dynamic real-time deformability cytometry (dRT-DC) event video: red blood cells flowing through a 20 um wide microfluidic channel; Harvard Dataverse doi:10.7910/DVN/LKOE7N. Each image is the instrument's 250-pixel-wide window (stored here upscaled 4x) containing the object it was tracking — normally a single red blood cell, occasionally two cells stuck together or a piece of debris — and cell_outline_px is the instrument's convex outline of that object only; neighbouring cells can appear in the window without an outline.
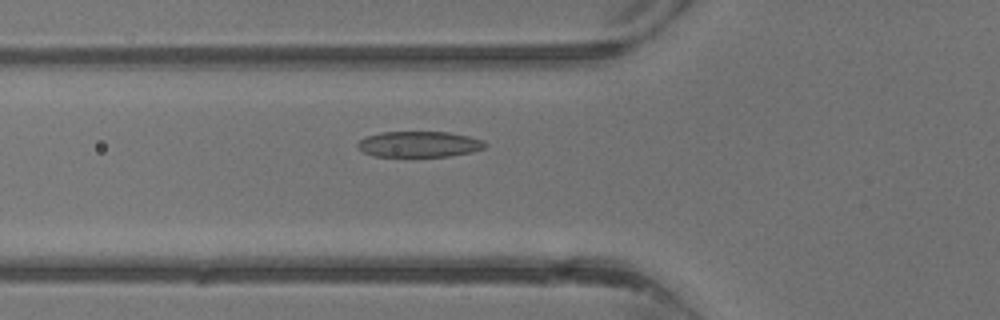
{"species": "common noctule bat (a hibernating species)", "species_latin": "Nyctalus noctula", "temperature_condition": "warm", "stored_images_in_passage": 10, "camera_frame_rate_fps": 3000, "um_per_image_px": 0.085, "animal": {"sex": "male", "body_mass_g": 13.3}, "frame": {"image": 1, "passage_image": 4, "time_ms": 1.0, "image_size_px": [1000, 320], "cell_outline_px": [[488, 144], [484, 148], [472, 152], [452, 156], [376, 156], [364, 152], [356, 148], [356, 144], [360, 140], [368, 136], [384, 132], [448, 132], [468, 136], [484, 140]], "centroid_in_image_um": [35.66, 12.26], "position_along_channel_um": 90.1, "area_um2": 19.13}}
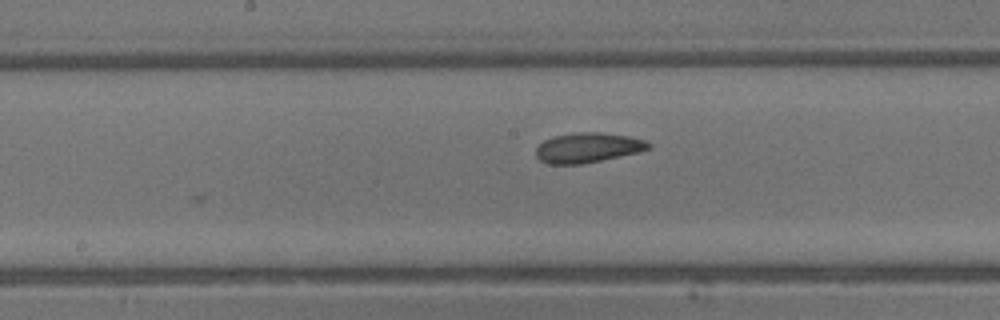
{"frame": {"image": 2, "passage_image": 10, "time_ms": 3.0, "image_size_px": [1000, 320], "cell_outline_px": [[652, 148], [640, 152], [580, 164], [548, 164], [540, 160], [536, 156], [536, 148], [544, 140], [552, 136], [580, 132], [604, 132], [628, 136], [644, 140], [652, 144]], "centroid_in_image_um": [49.98, 12.54], "position_along_channel_um": 198.2, "area_um2": 19.65}}